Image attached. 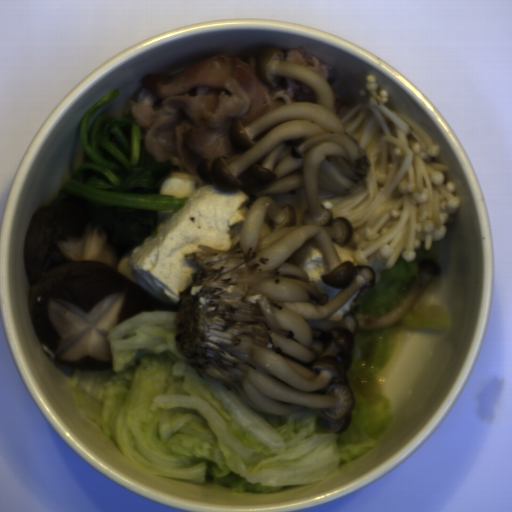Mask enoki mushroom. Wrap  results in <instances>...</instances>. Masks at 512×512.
I'll use <instances>...</instances> for the list:
<instances>
[{"mask_svg":"<svg viewBox=\"0 0 512 512\" xmlns=\"http://www.w3.org/2000/svg\"><path fill=\"white\" fill-rule=\"evenodd\" d=\"M354 104L336 107L345 131L364 149L370 169L354 180L347 194L317 186L319 205L352 227L348 245L354 265L373 269L376 279L400 257L416 259L419 246L443 241L446 224L461 204L454 182H446L449 165L433 163L440 145L402 111L386 106L389 93L377 92L375 75L364 84L348 77Z\"/></svg>","mask_w":512,"mask_h":512,"instance_id":"cea9216a","label":"enoki mushroom"}]
</instances>
